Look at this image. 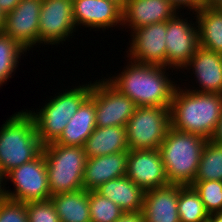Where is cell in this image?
Here are the masks:
<instances>
[{
    "instance_id": "6da1fadb",
    "label": "cell",
    "mask_w": 222,
    "mask_h": 222,
    "mask_svg": "<svg viewBox=\"0 0 222 222\" xmlns=\"http://www.w3.org/2000/svg\"><path fill=\"white\" fill-rule=\"evenodd\" d=\"M121 74L106 80L137 107H170L177 83L173 84L165 66L128 62ZM167 75V76H166Z\"/></svg>"
},
{
    "instance_id": "7a4b0ae2",
    "label": "cell",
    "mask_w": 222,
    "mask_h": 222,
    "mask_svg": "<svg viewBox=\"0 0 222 222\" xmlns=\"http://www.w3.org/2000/svg\"><path fill=\"white\" fill-rule=\"evenodd\" d=\"M171 128L210 140L222 112V94L198 93L179 85L170 104Z\"/></svg>"
},
{
    "instance_id": "3957f363",
    "label": "cell",
    "mask_w": 222,
    "mask_h": 222,
    "mask_svg": "<svg viewBox=\"0 0 222 222\" xmlns=\"http://www.w3.org/2000/svg\"><path fill=\"white\" fill-rule=\"evenodd\" d=\"M12 115L0 128V171L4 176L14 168L36 159L43 150L35 122L28 110Z\"/></svg>"
},
{
    "instance_id": "277c9868",
    "label": "cell",
    "mask_w": 222,
    "mask_h": 222,
    "mask_svg": "<svg viewBox=\"0 0 222 222\" xmlns=\"http://www.w3.org/2000/svg\"><path fill=\"white\" fill-rule=\"evenodd\" d=\"M208 140L170 128L161 146L160 155L169 184L191 185L197 174L202 150Z\"/></svg>"
},
{
    "instance_id": "5b68a950",
    "label": "cell",
    "mask_w": 222,
    "mask_h": 222,
    "mask_svg": "<svg viewBox=\"0 0 222 222\" xmlns=\"http://www.w3.org/2000/svg\"><path fill=\"white\" fill-rule=\"evenodd\" d=\"M51 196L72 192L83 187L86 163L84 147L65 146L55 142L43 145Z\"/></svg>"
},
{
    "instance_id": "8992f818",
    "label": "cell",
    "mask_w": 222,
    "mask_h": 222,
    "mask_svg": "<svg viewBox=\"0 0 222 222\" xmlns=\"http://www.w3.org/2000/svg\"><path fill=\"white\" fill-rule=\"evenodd\" d=\"M91 92V82L82 84L63 93H58L54 98H50L44 107L42 106L36 113L29 110L32 116L36 133L43 145L55 142L62 134L69 120L77 112L82 102Z\"/></svg>"
},
{
    "instance_id": "52a82bcc",
    "label": "cell",
    "mask_w": 222,
    "mask_h": 222,
    "mask_svg": "<svg viewBox=\"0 0 222 222\" xmlns=\"http://www.w3.org/2000/svg\"><path fill=\"white\" fill-rule=\"evenodd\" d=\"M170 128L169 107H137L126 124L129 150L159 149Z\"/></svg>"
},
{
    "instance_id": "ba28073f",
    "label": "cell",
    "mask_w": 222,
    "mask_h": 222,
    "mask_svg": "<svg viewBox=\"0 0 222 222\" xmlns=\"http://www.w3.org/2000/svg\"><path fill=\"white\" fill-rule=\"evenodd\" d=\"M4 179L11 180L15 191L5 189V197L23 203L51 198L46 161L43 153L8 172Z\"/></svg>"
},
{
    "instance_id": "9c48e42d",
    "label": "cell",
    "mask_w": 222,
    "mask_h": 222,
    "mask_svg": "<svg viewBox=\"0 0 222 222\" xmlns=\"http://www.w3.org/2000/svg\"><path fill=\"white\" fill-rule=\"evenodd\" d=\"M91 82L89 96L95 103L97 127L124 126L135 112L137 105L121 94L105 78Z\"/></svg>"
},
{
    "instance_id": "30bf717a",
    "label": "cell",
    "mask_w": 222,
    "mask_h": 222,
    "mask_svg": "<svg viewBox=\"0 0 222 222\" xmlns=\"http://www.w3.org/2000/svg\"><path fill=\"white\" fill-rule=\"evenodd\" d=\"M177 12L167 20L166 31V67L181 69L189 62L199 47L197 22L180 18ZM196 26V27H195Z\"/></svg>"
},
{
    "instance_id": "8fae6325",
    "label": "cell",
    "mask_w": 222,
    "mask_h": 222,
    "mask_svg": "<svg viewBox=\"0 0 222 222\" xmlns=\"http://www.w3.org/2000/svg\"><path fill=\"white\" fill-rule=\"evenodd\" d=\"M72 0H43L39 16V44H60L75 32Z\"/></svg>"
},
{
    "instance_id": "7c38bea8",
    "label": "cell",
    "mask_w": 222,
    "mask_h": 222,
    "mask_svg": "<svg viewBox=\"0 0 222 222\" xmlns=\"http://www.w3.org/2000/svg\"><path fill=\"white\" fill-rule=\"evenodd\" d=\"M167 21L136 28L132 33L127 57L140 64L166 67ZM129 52V53H128Z\"/></svg>"
},
{
    "instance_id": "4fadbf2b",
    "label": "cell",
    "mask_w": 222,
    "mask_h": 222,
    "mask_svg": "<svg viewBox=\"0 0 222 222\" xmlns=\"http://www.w3.org/2000/svg\"><path fill=\"white\" fill-rule=\"evenodd\" d=\"M43 0H20L17 6L5 15L3 33L30 50L39 43V16Z\"/></svg>"
},
{
    "instance_id": "5bb4252c",
    "label": "cell",
    "mask_w": 222,
    "mask_h": 222,
    "mask_svg": "<svg viewBox=\"0 0 222 222\" xmlns=\"http://www.w3.org/2000/svg\"><path fill=\"white\" fill-rule=\"evenodd\" d=\"M126 176L144 192L170 185L158 149L128 150Z\"/></svg>"
},
{
    "instance_id": "9a60e30c",
    "label": "cell",
    "mask_w": 222,
    "mask_h": 222,
    "mask_svg": "<svg viewBox=\"0 0 222 222\" xmlns=\"http://www.w3.org/2000/svg\"><path fill=\"white\" fill-rule=\"evenodd\" d=\"M75 26L113 28L122 25V8L111 0H72Z\"/></svg>"
},
{
    "instance_id": "2e32d148",
    "label": "cell",
    "mask_w": 222,
    "mask_h": 222,
    "mask_svg": "<svg viewBox=\"0 0 222 222\" xmlns=\"http://www.w3.org/2000/svg\"><path fill=\"white\" fill-rule=\"evenodd\" d=\"M191 68L193 69L192 75L194 74L196 77V83H199V87L202 88L192 91L222 94V54L199 46L196 53L184 66L183 71Z\"/></svg>"
},
{
    "instance_id": "e0dca14e",
    "label": "cell",
    "mask_w": 222,
    "mask_h": 222,
    "mask_svg": "<svg viewBox=\"0 0 222 222\" xmlns=\"http://www.w3.org/2000/svg\"><path fill=\"white\" fill-rule=\"evenodd\" d=\"M177 9L168 0H126L122 10V26L133 31L146 25L169 20Z\"/></svg>"
},
{
    "instance_id": "ac0fdd59",
    "label": "cell",
    "mask_w": 222,
    "mask_h": 222,
    "mask_svg": "<svg viewBox=\"0 0 222 222\" xmlns=\"http://www.w3.org/2000/svg\"><path fill=\"white\" fill-rule=\"evenodd\" d=\"M128 150L86 159L83 173L84 190H95L101 184L127 173Z\"/></svg>"
},
{
    "instance_id": "d6986e66",
    "label": "cell",
    "mask_w": 222,
    "mask_h": 222,
    "mask_svg": "<svg viewBox=\"0 0 222 222\" xmlns=\"http://www.w3.org/2000/svg\"><path fill=\"white\" fill-rule=\"evenodd\" d=\"M183 185L170 184L146 191L142 214L145 222H180L178 214L179 189Z\"/></svg>"
},
{
    "instance_id": "ffe728a7",
    "label": "cell",
    "mask_w": 222,
    "mask_h": 222,
    "mask_svg": "<svg viewBox=\"0 0 222 222\" xmlns=\"http://www.w3.org/2000/svg\"><path fill=\"white\" fill-rule=\"evenodd\" d=\"M96 127L95 103L88 96L69 120L61 136L55 143L65 146L84 147L86 140Z\"/></svg>"
},
{
    "instance_id": "44dd1931",
    "label": "cell",
    "mask_w": 222,
    "mask_h": 222,
    "mask_svg": "<svg viewBox=\"0 0 222 222\" xmlns=\"http://www.w3.org/2000/svg\"><path fill=\"white\" fill-rule=\"evenodd\" d=\"M95 191L124 212L142 211L145 192L126 175L101 184Z\"/></svg>"
},
{
    "instance_id": "7402d4cb",
    "label": "cell",
    "mask_w": 222,
    "mask_h": 222,
    "mask_svg": "<svg viewBox=\"0 0 222 222\" xmlns=\"http://www.w3.org/2000/svg\"><path fill=\"white\" fill-rule=\"evenodd\" d=\"M129 150L126 127H96L84 145L87 158Z\"/></svg>"
},
{
    "instance_id": "603a6c76",
    "label": "cell",
    "mask_w": 222,
    "mask_h": 222,
    "mask_svg": "<svg viewBox=\"0 0 222 222\" xmlns=\"http://www.w3.org/2000/svg\"><path fill=\"white\" fill-rule=\"evenodd\" d=\"M195 15L199 46L222 54V8L203 6Z\"/></svg>"
},
{
    "instance_id": "cb8c5ba5",
    "label": "cell",
    "mask_w": 222,
    "mask_h": 222,
    "mask_svg": "<svg viewBox=\"0 0 222 222\" xmlns=\"http://www.w3.org/2000/svg\"><path fill=\"white\" fill-rule=\"evenodd\" d=\"M60 222H91L89 191L79 189L51 196Z\"/></svg>"
},
{
    "instance_id": "d4e9b609",
    "label": "cell",
    "mask_w": 222,
    "mask_h": 222,
    "mask_svg": "<svg viewBox=\"0 0 222 222\" xmlns=\"http://www.w3.org/2000/svg\"><path fill=\"white\" fill-rule=\"evenodd\" d=\"M222 181V145L208 140L202 150L194 181Z\"/></svg>"
},
{
    "instance_id": "484cf974",
    "label": "cell",
    "mask_w": 222,
    "mask_h": 222,
    "mask_svg": "<svg viewBox=\"0 0 222 222\" xmlns=\"http://www.w3.org/2000/svg\"><path fill=\"white\" fill-rule=\"evenodd\" d=\"M178 214L180 222H206L209 217L201 198L191 185L179 189Z\"/></svg>"
},
{
    "instance_id": "4316f807",
    "label": "cell",
    "mask_w": 222,
    "mask_h": 222,
    "mask_svg": "<svg viewBox=\"0 0 222 222\" xmlns=\"http://www.w3.org/2000/svg\"><path fill=\"white\" fill-rule=\"evenodd\" d=\"M27 52L17 41L0 32V87L12 78L18 67L19 58Z\"/></svg>"
},
{
    "instance_id": "83f0119b",
    "label": "cell",
    "mask_w": 222,
    "mask_h": 222,
    "mask_svg": "<svg viewBox=\"0 0 222 222\" xmlns=\"http://www.w3.org/2000/svg\"><path fill=\"white\" fill-rule=\"evenodd\" d=\"M89 207L91 222H115L124 213L118 205L95 190L89 191Z\"/></svg>"
},
{
    "instance_id": "f1b7e54d",
    "label": "cell",
    "mask_w": 222,
    "mask_h": 222,
    "mask_svg": "<svg viewBox=\"0 0 222 222\" xmlns=\"http://www.w3.org/2000/svg\"><path fill=\"white\" fill-rule=\"evenodd\" d=\"M191 186L209 214L222 212V181H194Z\"/></svg>"
},
{
    "instance_id": "f546056e",
    "label": "cell",
    "mask_w": 222,
    "mask_h": 222,
    "mask_svg": "<svg viewBox=\"0 0 222 222\" xmlns=\"http://www.w3.org/2000/svg\"><path fill=\"white\" fill-rule=\"evenodd\" d=\"M28 222H60L51 199L26 203Z\"/></svg>"
},
{
    "instance_id": "4dcf8cb0",
    "label": "cell",
    "mask_w": 222,
    "mask_h": 222,
    "mask_svg": "<svg viewBox=\"0 0 222 222\" xmlns=\"http://www.w3.org/2000/svg\"><path fill=\"white\" fill-rule=\"evenodd\" d=\"M0 222H28L26 203L6 197L1 199Z\"/></svg>"
},
{
    "instance_id": "1f68e13d",
    "label": "cell",
    "mask_w": 222,
    "mask_h": 222,
    "mask_svg": "<svg viewBox=\"0 0 222 222\" xmlns=\"http://www.w3.org/2000/svg\"><path fill=\"white\" fill-rule=\"evenodd\" d=\"M177 10L188 7L193 14L199 11L204 5L203 0H168Z\"/></svg>"
},
{
    "instance_id": "d6a6232c",
    "label": "cell",
    "mask_w": 222,
    "mask_h": 222,
    "mask_svg": "<svg viewBox=\"0 0 222 222\" xmlns=\"http://www.w3.org/2000/svg\"><path fill=\"white\" fill-rule=\"evenodd\" d=\"M115 222H145L142 211L124 212Z\"/></svg>"
},
{
    "instance_id": "836d02e7",
    "label": "cell",
    "mask_w": 222,
    "mask_h": 222,
    "mask_svg": "<svg viewBox=\"0 0 222 222\" xmlns=\"http://www.w3.org/2000/svg\"><path fill=\"white\" fill-rule=\"evenodd\" d=\"M20 0H0V9L5 13L11 12Z\"/></svg>"
},
{
    "instance_id": "e575fe53",
    "label": "cell",
    "mask_w": 222,
    "mask_h": 222,
    "mask_svg": "<svg viewBox=\"0 0 222 222\" xmlns=\"http://www.w3.org/2000/svg\"><path fill=\"white\" fill-rule=\"evenodd\" d=\"M210 140L216 142L217 144L222 145V112L216 130Z\"/></svg>"
},
{
    "instance_id": "d590c367",
    "label": "cell",
    "mask_w": 222,
    "mask_h": 222,
    "mask_svg": "<svg viewBox=\"0 0 222 222\" xmlns=\"http://www.w3.org/2000/svg\"><path fill=\"white\" fill-rule=\"evenodd\" d=\"M203 5L207 7H221L222 0H203Z\"/></svg>"
},
{
    "instance_id": "8d00e7d4",
    "label": "cell",
    "mask_w": 222,
    "mask_h": 222,
    "mask_svg": "<svg viewBox=\"0 0 222 222\" xmlns=\"http://www.w3.org/2000/svg\"><path fill=\"white\" fill-rule=\"evenodd\" d=\"M206 222H222V212L209 214Z\"/></svg>"
},
{
    "instance_id": "74e56055",
    "label": "cell",
    "mask_w": 222,
    "mask_h": 222,
    "mask_svg": "<svg viewBox=\"0 0 222 222\" xmlns=\"http://www.w3.org/2000/svg\"><path fill=\"white\" fill-rule=\"evenodd\" d=\"M5 181L3 173L0 171V200L5 198V186L2 183ZM3 186V187H2Z\"/></svg>"
},
{
    "instance_id": "f35d334b",
    "label": "cell",
    "mask_w": 222,
    "mask_h": 222,
    "mask_svg": "<svg viewBox=\"0 0 222 222\" xmlns=\"http://www.w3.org/2000/svg\"><path fill=\"white\" fill-rule=\"evenodd\" d=\"M5 13L0 9V32H3L5 26Z\"/></svg>"
},
{
    "instance_id": "ab89813d",
    "label": "cell",
    "mask_w": 222,
    "mask_h": 222,
    "mask_svg": "<svg viewBox=\"0 0 222 222\" xmlns=\"http://www.w3.org/2000/svg\"><path fill=\"white\" fill-rule=\"evenodd\" d=\"M111 1L117 3L122 9L124 8L126 4V0H111Z\"/></svg>"
}]
</instances>
